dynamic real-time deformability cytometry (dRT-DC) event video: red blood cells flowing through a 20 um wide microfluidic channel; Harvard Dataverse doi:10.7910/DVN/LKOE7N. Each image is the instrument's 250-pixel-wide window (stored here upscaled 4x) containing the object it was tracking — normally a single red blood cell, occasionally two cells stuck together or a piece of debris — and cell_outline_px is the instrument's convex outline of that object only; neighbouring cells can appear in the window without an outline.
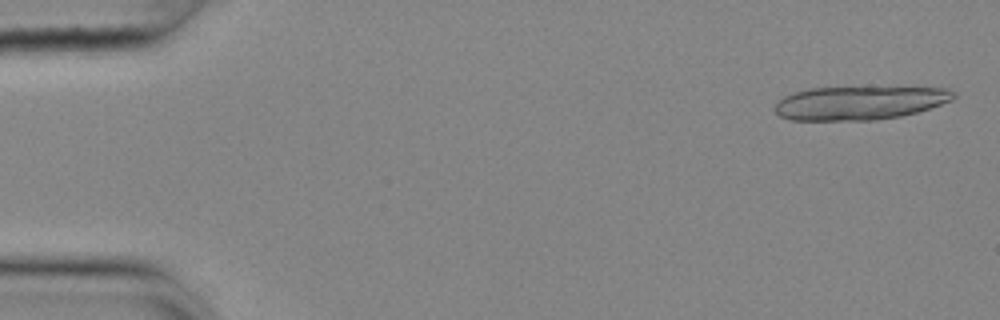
{"species": "common noctule bat (a hibernating species)", "species_latin": "Nyctalus noctula", "temperature_condition": "cold", "stored_images_in_passage": 18, "camera_frame_rate_fps": 3000, "um_per_image_px": 0.085, "animal": {"sex": "female", "body_mass_g": 25.1}, "frame": {"image": 1, "passage_image": 2, "time_ms": 0.333, "image_size_px": [1000, 320], "cell_outline_px": [[956, 96], [952, 100], [916, 112], [900, 116], [876, 120], [792, 120], [780, 116], [776, 112], [776, 104], [784, 96], [792, 92], [808, 88], [948, 88], [956, 92]], "centroid_in_image_um": [73.05, 8.75], "position_along_channel_um": 12.0, "area_um2": 34.56}}
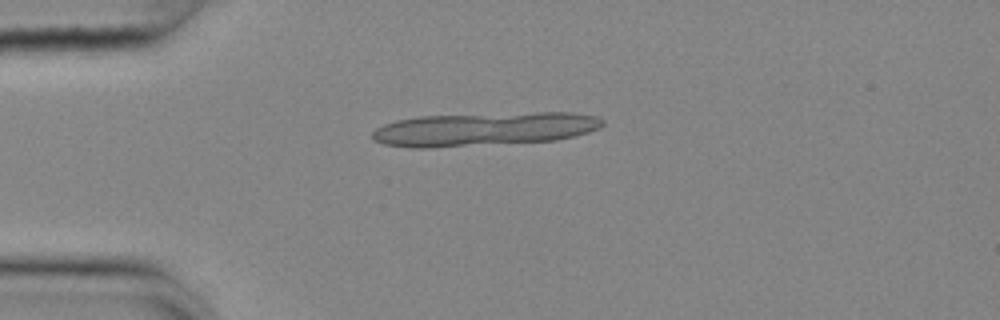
{"frame": {"image": 2, "passage_image": 13, "time_ms": 4.0, "image_size_px": [1000, 320], "cell_outline_px": [[604, 124], [600, 128], [588, 132], [556, 140], [432, 148], [408, 148], [384, 144], [372, 140], [372, 132], [376, 128], [384, 124], [396, 120], [420, 116], [536, 112], [572, 112], [596, 116], [604, 120]], "centroid_in_image_um": [41.13, 10.97], "position_along_channel_um": 43.9, "area_um2": 45.32}}